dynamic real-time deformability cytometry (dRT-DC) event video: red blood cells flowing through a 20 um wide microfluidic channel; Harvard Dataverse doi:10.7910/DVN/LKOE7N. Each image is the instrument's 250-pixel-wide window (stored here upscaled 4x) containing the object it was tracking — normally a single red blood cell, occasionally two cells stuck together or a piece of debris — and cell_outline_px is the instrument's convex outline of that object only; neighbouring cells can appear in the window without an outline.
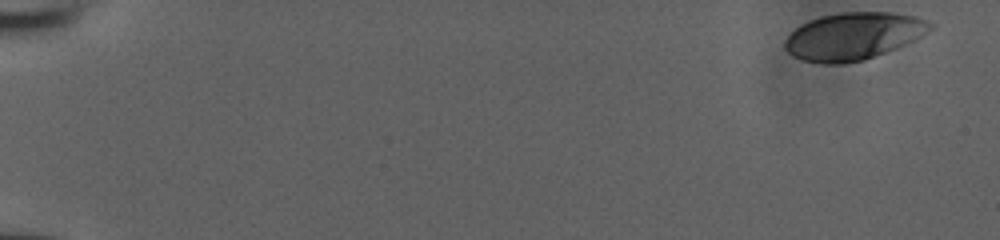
{"species": "human", "species_latin": "Homo sapiens", "temperature_condition": "room temperature", "stored_images_in_passage": 45, "camera_frame_rate_fps": 3000, "um_per_image_px": 0.085, "donor": {"sex": "male"}, "frame": {"image": 1, "passage_image": 1, "time_ms": 0.0, "image_size_px": [1000, 240], "cell_outline_px": [[932, 28], [920, 36], [896, 48], [864, 60], [840, 64], [824, 64], [804, 60], [792, 56], [784, 48], [784, 44], [788, 36], [796, 28], [808, 20], [824, 16], [844, 12], [892, 12], [916, 16], [928, 20], [932, 24]], "centroid_in_image_um": [72.53, 3.07], "position_along_channel_um": 12.5, "area_um2": 39.71}}
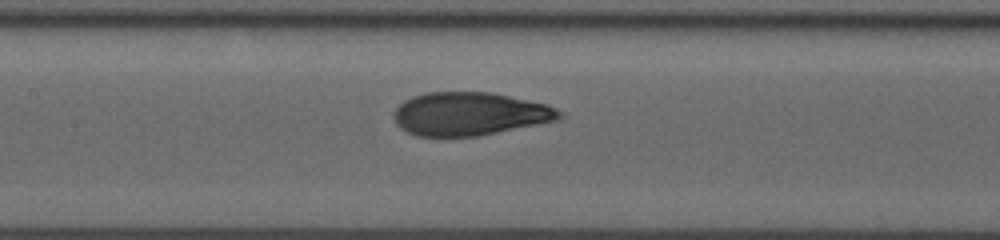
{"frame": {"image": 2, "passage_image": 26, "time_ms": 8.333, "image_size_px": [1000, 240], "cell_outline_px": [[564, 116], [560, 120], [480, 136], [416, 136], [400, 128], [396, 124], [392, 116], [392, 112], [404, 100], [412, 96], [424, 92], [492, 92], [548, 104], [564, 112]], "centroid_in_image_um": [39.95, 9.68], "position_along_channel_um": 167.5, "area_um2": 42.31}}
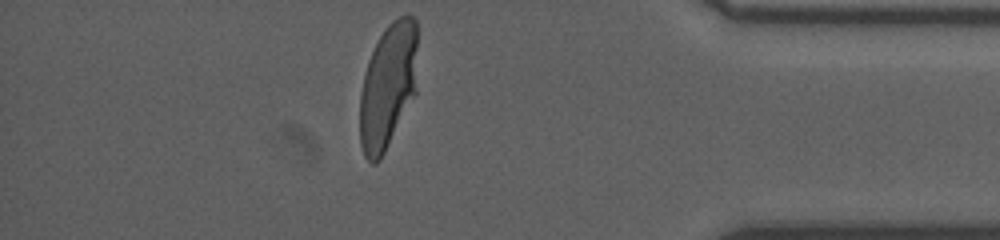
{"frame": {"image": 3, "passage_image": 45, "time_ms": 14.667, "image_size_px": [1000, 240], "cell_outline_px": [[416, 92], [380, 160], [376, 164], [372, 164], [364, 156], [360, 144], [360, 92], [364, 72], [368, 60], [380, 36], [388, 24], [392, 20], [408, 12], [416, 20]], "centroid_in_image_um": [32.96, 7.31], "position_along_channel_um": 402.2, "area_um2": 42.19}}